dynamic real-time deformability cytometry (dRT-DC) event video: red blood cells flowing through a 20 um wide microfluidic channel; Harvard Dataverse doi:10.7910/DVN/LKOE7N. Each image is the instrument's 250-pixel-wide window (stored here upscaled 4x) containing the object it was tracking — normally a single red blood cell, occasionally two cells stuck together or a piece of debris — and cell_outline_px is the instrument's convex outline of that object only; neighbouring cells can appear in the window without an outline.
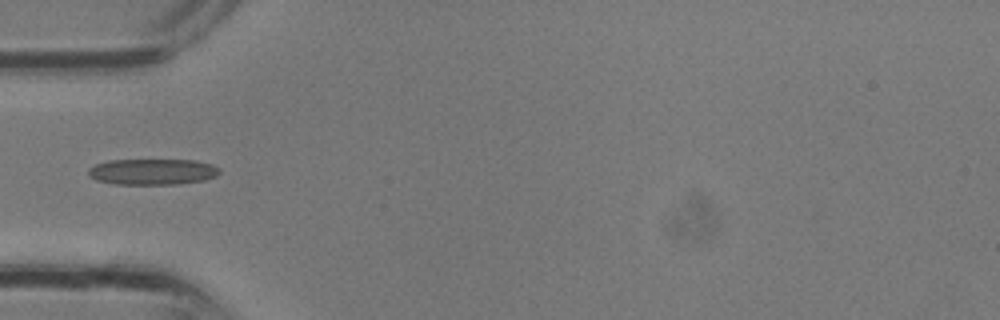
{"species": "common noctule bat (a hibernating species)", "species_latin": "Nyctalus noctula", "temperature_condition": "room temperature", "stored_images_in_passage": 1, "camera_frame_rate_fps": 3000, "um_per_image_px": 0.085, "animal": {"sex": "male", "body_mass_g": 13.3}, "frame": {"image": 1, "passage_image": 1, "time_ms": 0.0, "image_size_px": [1000, 320], "cell_outline_px": [[220, 172], [216, 176], [204, 180], [176, 184], [116, 184], [96, 180], [88, 176], [88, 168], [96, 164], [108, 160], [196, 160], [212, 164], [220, 168]], "centroid_in_image_um": [12.96, 14.59], "position_along_channel_um": 72.0, "area_um2": 19.94}}